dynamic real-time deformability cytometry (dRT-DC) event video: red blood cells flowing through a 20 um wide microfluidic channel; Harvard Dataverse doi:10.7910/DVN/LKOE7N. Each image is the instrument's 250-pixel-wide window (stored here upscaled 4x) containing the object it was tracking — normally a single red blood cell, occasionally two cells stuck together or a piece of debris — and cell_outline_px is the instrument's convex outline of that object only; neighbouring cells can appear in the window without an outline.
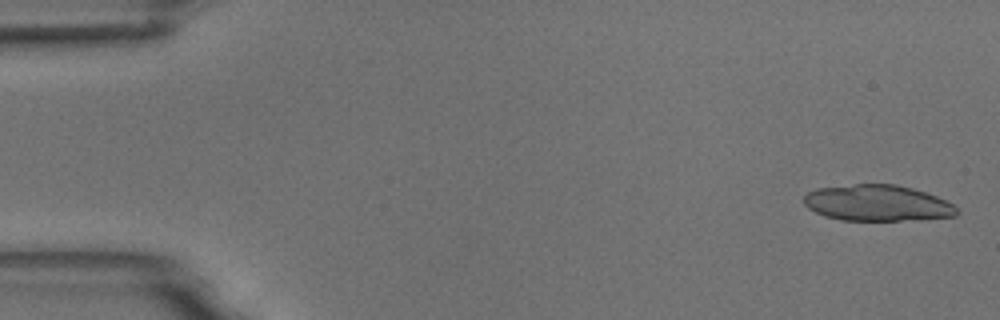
{"species": "common noctule bat (a hibernating species)", "species_latin": "Nyctalus noctula", "temperature_condition": "room temperature", "stored_images_in_passage": 5, "camera_frame_rate_fps": 3000, "um_per_image_px": 0.085, "animal": {"sex": "male", "body_mass_g": 18.8}, "frame": {"image": 1, "passage_image": 1, "time_ms": 0.0, "image_size_px": [1000, 320], "cell_outline_px": [[960, 212], [956, 216], [924, 220], [840, 220], [824, 216], [808, 208], [804, 204], [804, 196], [808, 192], [816, 188], [856, 184], [896, 184], [912, 188], [936, 196], [952, 204]], "centroid_in_image_um": [74.59, 17.27], "position_along_channel_um": 10.4, "area_um2": 32.31}}